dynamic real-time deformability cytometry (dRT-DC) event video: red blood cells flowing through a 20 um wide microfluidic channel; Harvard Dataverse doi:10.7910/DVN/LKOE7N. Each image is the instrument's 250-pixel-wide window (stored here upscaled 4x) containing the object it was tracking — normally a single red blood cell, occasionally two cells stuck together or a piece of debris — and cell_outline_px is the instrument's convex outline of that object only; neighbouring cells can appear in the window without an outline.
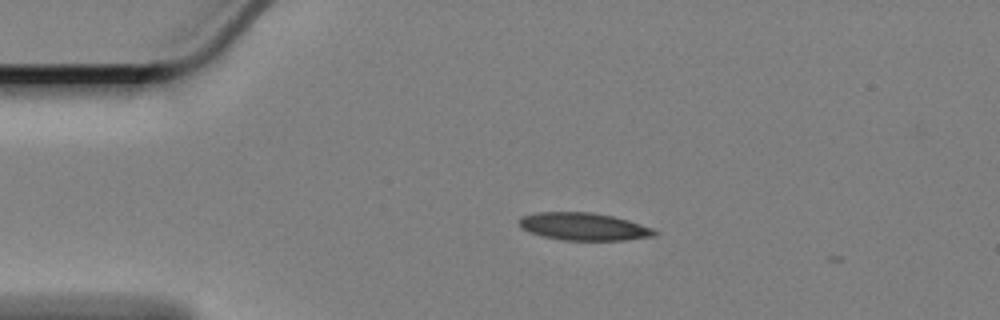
{"species": "Egyptian fruit bat (a non-hibernating species)", "species_latin": "Rousettus aegyptiacus", "temperature_condition": "cold", "stored_images_in_passage": 3, "camera_frame_rate_fps": 3000, "um_per_image_px": 0.085, "animal": {"sex": "female"}, "frame": {"image": 1, "passage_image": 1, "time_ms": 0.0, "image_size_px": [1000, 320], "cell_outline_px": [[660, 232], [656, 236], [624, 240], [564, 240], [540, 236], [528, 232], [520, 228], [520, 216], [536, 212], [592, 212], [612, 216], [628, 220], [652, 228]], "centroid_in_image_um": [49.6, 19.26], "position_along_channel_um": 35.4, "area_um2": 21.91}}